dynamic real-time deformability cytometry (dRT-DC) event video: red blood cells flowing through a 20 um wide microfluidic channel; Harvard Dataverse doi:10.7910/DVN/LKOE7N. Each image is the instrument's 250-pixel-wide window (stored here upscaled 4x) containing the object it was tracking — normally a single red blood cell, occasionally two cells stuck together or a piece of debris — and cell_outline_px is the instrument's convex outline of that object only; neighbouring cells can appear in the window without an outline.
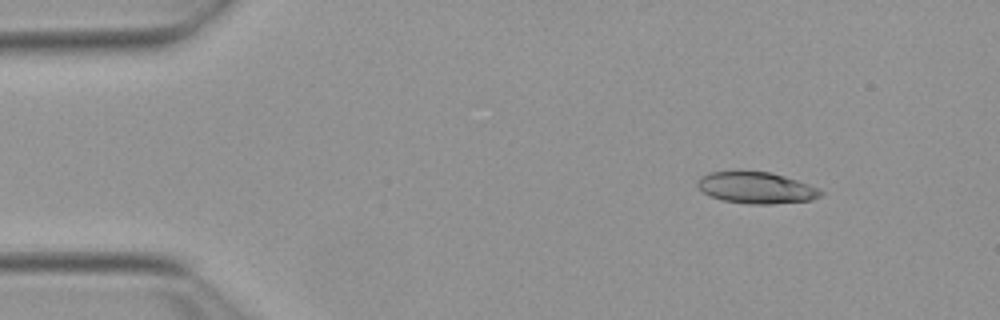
{"species": "Egyptian fruit bat (a non-hibernating species)", "species_latin": "Rousettus aegyptiacus", "temperature_condition": "warm", "stored_images_in_passage": 48, "camera_frame_rate_fps": 3000, "um_per_image_px": 0.085, "animal": {"sex": "female"}, "frame": {"image": 1, "passage_image": 2, "time_ms": 0.333, "image_size_px": [1000, 320], "cell_outline_px": [[824, 192], [820, 196], [812, 200], [772, 204], [748, 204], [720, 200], [704, 192], [696, 184], [696, 180], [700, 176], [712, 172], [768, 172], [784, 176], [808, 184]], "centroid_in_image_um": [64.27, 15.98], "position_along_channel_um": 20.7, "area_um2": 22.31}}
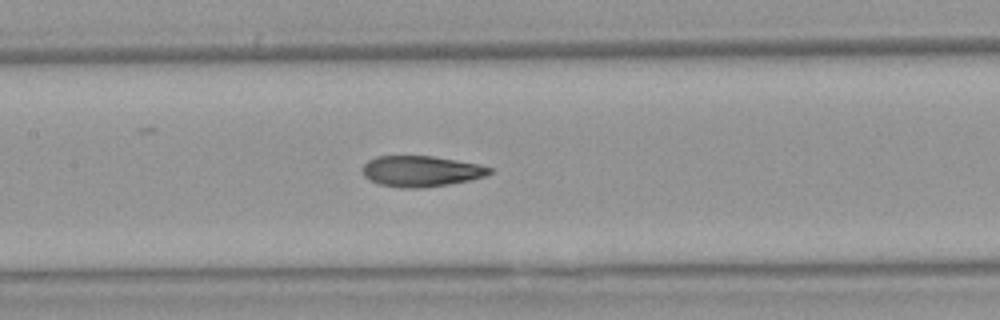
{"frame": {"image": 2, "passage_image": 20, "time_ms": 6.333, "image_size_px": [1000, 320], "cell_outline_px": [[492, 172], [484, 176], [472, 180], [424, 188], [400, 188], [380, 184], [364, 176], [360, 168], [368, 160], [376, 156], [432, 156], [480, 164], [492, 168]], "centroid_in_image_um": [35.78, 14.55], "position_along_channel_um": 171.6, "area_um2": 22.95}}
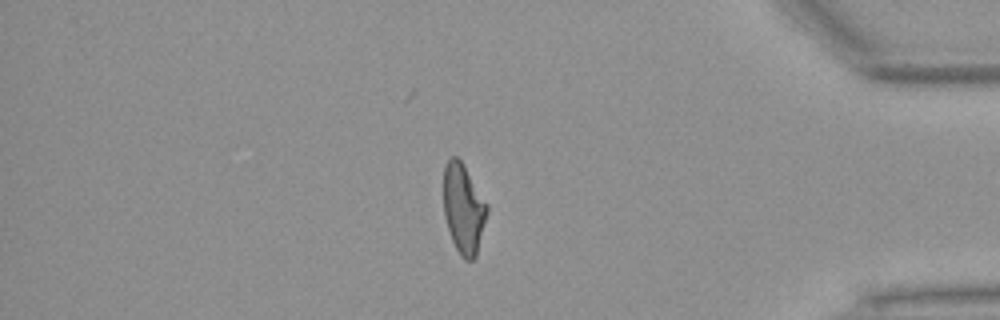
{"frame": {"image": 3, "passage_image": 40, "time_ms": 13.0, "image_size_px": [1000, 320], "cell_outline_px": [[488, 212], [476, 256], [472, 260], [464, 260], [460, 256], [452, 240], [444, 216], [444, 164], [452, 156], [456, 156], [460, 160], [488, 204]], "centroid_in_image_um": [39.4, 17.75], "position_along_channel_um": 395.8, "area_um2": 22.6}, "authors_computed_cell_mechanics": {"area_um2": 23.0622, "velocity_mm_per_s": 3.8787, "shape_relaxation_time_tau1_ms": 7.01, "shape_relaxation_time_tau2_ms": 1.5933, "deformation_change_tau1": 0.2394, "deformation_change_tau2": 0.0838}}